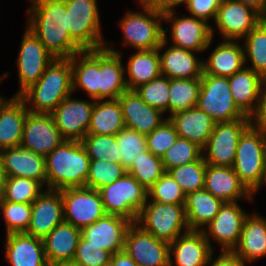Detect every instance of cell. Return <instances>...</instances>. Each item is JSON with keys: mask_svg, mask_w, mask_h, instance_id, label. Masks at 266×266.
Listing matches in <instances>:
<instances>
[{"mask_svg": "<svg viewBox=\"0 0 266 266\" xmlns=\"http://www.w3.org/2000/svg\"><path fill=\"white\" fill-rule=\"evenodd\" d=\"M27 28L54 58H71L83 51L70 37L64 0H30Z\"/></svg>", "mask_w": 266, "mask_h": 266, "instance_id": "6da1fadb", "label": "cell"}, {"mask_svg": "<svg viewBox=\"0 0 266 266\" xmlns=\"http://www.w3.org/2000/svg\"><path fill=\"white\" fill-rule=\"evenodd\" d=\"M72 93L71 58H54L39 80L26 89L20 97L24 100L28 111L51 114Z\"/></svg>", "mask_w": 266, "mask_h": 266, "instance_id": "7a4b0ae2", "label": "cell"}, {"mask_svg": "<svg viewBox=\"0 0 266 266\" xmlns=\"http://www.w3.org/2000/svg\"><path fill=\"white\" fill-rule=\"evenodd\" d=\"M89 163L80 141L64 140L45 157L47 189L85 187Z\"/></svg>", "mask_w": 266, "mask_h": 266, "instance_id": "3957f363", "label": "cell"}, {"mask_svg": "<svg viewBox=\"0 0 266 266\" xmlns=\"http://www.w3.org/2000/svg\"><path fill=\"white\" fill-rule=\"evenodd\" d=\"M265 153L266 132L251 123L239 138L233 169L252 195L261 187Z\"/></svg>", "mask_w": 266, "mask_h": 266, "instance_id": "277c9868", "label": "cell"}, {"mask_svg": "<svg viewBox=\"0 0 266 266\" xmlns=\"http://www.w3.org/2000/svg\"><path fill=\"white\" fill-rule=\"evenodd\" d=\"M143 12L129 11L120 21L123 44L137 51L158 49L164 39L163 11L156 5L143 4Z\"/></svg>", "mask_w": 266, "mask_h": 266, "instance_id": "5b68a950", "label": "cell"}, {"mask_svg": "<svg viewBox=\"0 0 266 266\" xmlns=\"http://www.w3.org/2000/svg\"><path fill=\"white\" fill-rule=\"evenodd\" d=\"M98 191L106 214L126 218L132 223H136L143 205L149 200L148 191L129 173Z\"/></svg>", "mask_w": 266, "mask_h": 266, "instance_id": "8992f818", "label": "cell"}, {"mask_svg": "<svg viewBox=\"0 0 266 266\" xmlns=\"http://www.w3.org/2000/svg\"><path fill=\"white\" fill-rule=\"evenodd\" d=\"M67 28L71 39L82 50L104 48L97 0H64Z\"/></svg>", "mask_w": 266, "mask_h": 266, "instance_id": "52a82bcc", "label": "cell"}, {"mask_svg": "<svg viewBox=\"0 0 266 266\" xmlns=\"http://www.w3.org/2000/svg\"><path fill=\"white\" fill-rule=\"evenodd\" d=\"M185 204H163L148 201L143 205L136 224L156 239L171 243L182 235V229L189 230Z\"/></svg>", "mask_w": 266, "mask_h": 266, "instance_id": "ba28073f", "label": "cell"}, {"mask_svg": "<svg viewBox=\"0 0 266 266\" xmlns=\"http://www.w3.org/2000/svg\"><path fill=\"white\" fill-rule=\"evenodd\" d=\"M196 107L206 112L215 123L232 122L246 116L231 95L228 77L202 73Z\"/></svg>", "mask_w": 266, "mask_h": 266, "instance_id": "9c48e42d", "label": "cell"}, {"mask_svg": "<svg viewBox=\"0 0 266 266\" xmlns=\"http://www.w3.org/2000/svg\"><path fill=\"white\" fill-rule=\"evenodd\" d=\"M64 221L82 230L106 215L98 190L88 187L61 189Z\"/></svg>", "mask_w": 266, "mask_h": 266, "instance_id": "30bf717a", "label": "cell"}, {"mask_svg": "<svg viewBox=\"0 0 266 266\" xmlns=\"http://www.w3.org/2000/svg\"><path fill=\"white\" fill-rule=\"evenodd\" d=\"M250 124L251 118L215 123L213 132L202 149L204 161L213 166L233 167L239 138Z\"/></svg>", "mask_w": 266, "mask_h": 266, "instance_id": "8fae6325", "label": "cell"}, {"mask_svg": "<svg viewBox=\"0 0 266 266\" xmlns=\"http://www.w3.org/2000/svg\"><path fill=\"white\" fill-rule=\"evenodd\" d=\"M19 50L17 69L20 89L15 96H20L35 84L54 59L39 38L28 28L23 34Z\"/></svg>", "mask_w": 266, "mask_h": 266, "instance_id": "7c38bea8", "label": "cell"}, {"mask_svg": "<svg viewBox=\"0 0 266 266\" xmlns=\"http://www.w3.org/2000/svg\"><path fill=\"white\" fill-rule=\"evenodd\" d=\"M174 12H163V21L171 22L172 45L194 52L207 50L213 42L214 28L193 16L175 17Z\"/></svg>", "mask_w": 266, "mask_h": 266, "instance_id": "4fadbf2b", "label": "cell"}, {"mask_svg": "<svg viewBox=\"0 0 266 266\" xmlns=\"http://www.w3.org/2000/svg\"><path fill=\"white\" fill-rule=\"evenodd\" d=\"M123 250L138 266H169V243L156 239L136 223L127 230Z\"/></svg>", "mask_w": 266, "mask_h": 266, "instance_id": "5bb4252c", "label": "cell"}, {"mask_svg": "<svg viewBox=\"0 0 266 266\" xmlns=\"http://www.w3.org/2000/svg\"><path fill=\"white\" fill-rule=\"evenodd\" d=\"M95 101L74 99L70 94L51 113L65 140L81 141L87 135Z\"/></svg>", "mask_w": 266, "mask_h": 266, "instance_id": "9a60e30c", "label": "cell"}, {"mask_svg": "<svg viewBox=\"0 0 266 266\" xmlns=\"http://www.w3.org/2000/svg\"><path fill=\"white\" fill-rule=\"evenodd\" d=\"M263 17L253 8L235 0H222L217 10L215 26L223 40L243 39Z\"/></svg>", "mask_w": 266, "mask_h": 266, "instance_id": "2e32d148", "label": "cell"}, {"mask_svg": "<svg viewBox=\"0 0 266 266\" xmlns=\"http://www.w3.org/2000/svg\"><path fill=\"white\" fill-rule=\"evenodd\" d=\"M247 215L248 213L243 211L237 201L224 202L215 218L202 230L211 249L213 250L210 242L212 237L221 245L222 252L233 251L238 244Z\"/></svg>", "mask_w": 266, "mask_h": 266, "instance_id": "e0dca14e", "label": "cell"}, {"mask_svg": "<svg viewBox=\"0 0 266 266\" xmlns=\"http://www.w3.org/2000/svg\"><path fill=\"white\" fill-rule=\"evenodd\" d=\"M64 140L51 114L27 112L21 147L46 157Z\"/></svg>", "mask_w": 266, "mask_h": 266, "instance_id": "ac0fdd59", "label": "cell"}, {"mask_svg": "<svg viewBox=\"0 0 266 266\" xmlns=\"http://www.w3.org/2000/svg\"><path fill=\"white\" fill-rule=\"evenodd\" d=\"M30 223L26 234L43 239L64 221L60 190L46 189L31 204Z\"/></svg>", "mask_w": 266, "mask_h": 266, "instance_id": "d6986e66", "label": "cell"}, {"mask_svg": "<svg viewBox=\"0 0 266 266\" xmlns=\"http://www.w3.org/2000/svg\"><path fill=\"white\" fill-rule=\"evenodd\" d=\"M132 222L126 218L108 215L81 230V236L88 245L100 247L111 254L123 251L128 228Z\"/></svg>", "mask_w": 266, "mask_h": 266, "instance_id": "ffe728a7", "label": "cell"}, {"mask_svg": "<svg viewBox=\"0 0 266 266\" xmlns=\"http://www.w3.org/2000/svg\"><path fill=\"white\" fill-rule=\"evenodd\" d=\"M169 252V266H208L214 254L202 231L196 230H184L182 235L169 243Z\"/></svg>", "mask_w": 266, "mask_h": 266, "instance_id": "44dd1931", "label": "cell"}, {"mask_svg": "<svg viewBox=\"0 0 266 266\" xmlns=\"http://www.w3.org/2000/svg\"><path fill=\"white\" fill-rule=\"evenodd\" d=\"M167 31L168 28L164 29V39L158 48L161 74L169 79L201 78L203 60L195 56L196 52L171 45L165 49L164 53L160 54L168 44Z\"/></svg>", "mask_w": 266, "mask_h": 266, "instance_id": "7402d4cb", "label": "cell"}, {"mask_svg": "<svg viewBox=\"0 0 266 266\" xmlns=\"http://www.w3.org/2000/svg\"><path fill=\"white\" fill-rule=\"evenodd\" d=\"M117 99L127 128L147 135L166 120L161 110L149 106L134 90H127Z\"/></svg>", "mask_w": 266, "mask_h": 266, "instance_id": "603a6c76", "label": "cell"}, {"mask_svg": "<svg viewBox=\"0 0 266 266\" xmlns=\"http://www.w3.org/2000/svg\"><path fill=\"white\" fill-rule=\"evenodd\" d=\"M7 177H24L46 184L45 157L21 146L0 150Z\"/></svg>", "mask_w": 266, "mask_h": 266, "instance_id": "cb8c5ba5", "label": "cell"}, {"mask_svg": "<svg viewBox=\"0 0 266 266\" xmlns=\"http://www.w3.org/2000/svg\"><path fill=\"white\" fill-rule=\"evenodd\" d=\"M28 109L20 96L0 100V150L18 147L23 137Z\"/></svg>", "mask_w": 266, "mask_h": 266, "instance_id": "d4e9b609", "label": "cell"}, {"mask_svg": "<svg viewBox=\"0 0 266 266\" xmlns=\"http://www.w3.org/2000/svg\"><path fill=\"white\" fill-rule=\"evenodd\" d=\"M204 189L223 202H236L240 198L253 201V196L240 182L233 167L207 164Z\"/></svg>", "mask_w": 266, "mask_h": 266, "instance_id": "484cf974", "label": "cell"}, {"mask_svg": "<svg viewBox=\"0 0 266 266\" xmlns=\"http://www.w3.org/2000/svg\"><path fill=\"white\" fill-rule=\"evenodd\" d=\"M100 48V87L99 100L117 99L126 92L125 69L121 61V52L108 47Z\"/></svg>", "mask_w": 266, "mask_h": 266, "instance_id": "4316f807", "label": "cell"}, {"mask_svg": "<svg viewBox=\"0 0 266 266\" xmlns=\"http://www.w3.org/2000/svg\"><path fill=\"white\" fill-rule=\"evenodd\" d=\"M264 78L253 69L244 66L228 77L231 95L238 108L248 117L257 111Z\"/></svg>", "mask_w": 266, "mask_h": 266, "instance_id": "83f0119b", "label": "cell"}, {"mask_svg": "<svg viewBox=\"0 0 266 266\" xmlns=\"http://www.w3.org/2000/svg\"><path fill=\"white\" fill-rule=\"evenodd\" d=\"M6 259L12 266H48L41 238L26 233L6 234Z\"/></svg>", "mask_w": 266, "mask_h": 266, "instance_id": "f1b7e54d", "label": "cell"}, {"mask_svg": "<svg viewBox=\"0 0 266 266\" xmlns=\"http://www.w3.org/2000/svg\"><path fill=\"white\" fill-rule=\"evenodd\" d=\"M73 93L82 89L91 99L99 100L100 49L83 50L71 57Z\"/></svg>", "mask_w": 266, "mask_h": 266, "instance_id": "f546056e", "label": "cell"}, {"mask_svg": "<svg viewBox=\"0 0 266 266\" xmlns=\"http://www.w3.org/2000/svg\"><path fill=\"white\" fill-rule=\"evenodd\" d=\"M180 138L197 144L202 149L213 132L215 122L197 107L168 116Z\"/></svg>", "mask_w": 266, "mask_h": 266, "instance_id": "4dcf8cb0", "label": "cell"}, {"mask_svg": "<svg viewBox=\"0 0 266 266\" xmlns=\"http://www.w3.org/2000/svg\"><path fill=\"white\" fill-rule=\"evenodd\" d=\"M244 262L266 256V219L257 213L244 220L238 244L232 251Z\"/></svg>", "mask_w": 266, "mask_h": 266, "instance_id": "1f68e13d", "label": "cell"}, {"mask_svg": "<svg viewBox=\"0 0 266 266\" xmlns=\"http://www.w3.org/2000/svg\"><path fill=\"white\" fill-rule=\"evenodd\" d=\"M237 41L224 40L203 60V73L218 77H231L244 66V47Z\"/></svg>", "mask_w": 266, "mask_h": 266, "instance_id": "d6a6232c", "label": "cell"}, {"mask_svg": "<svg viewBox=\"0 0 266 266\" xmlns=\"http://www.w3.org/2000/svg\"><path fill=\"white\" fill-rule=\"evenodd\" d=\"M81 237V230L63 221L45 236L43 246L48 263L73 261Z\"/></svg>", "mask_w": 266, "mask_h": 266, "instance_id": "836d02e7", "label": "cell"}, {"mask_svg": "<svg viewBox=\"0 0 266 266\" xmlns=\"http://www.w3.org/2000/svg\"><path fill=\"white\" fill-rule=\"evenodd\" d=\"M224 202L205 189L185 197V214L189 230L202 231L218 214Z\"/></svg>", "mask_w": 266, "mask_h": 266, "instance_id": "e575fe53", "label": "cell"}, {"mask_svg": "<svg viewBox=\"0 0 266 266\" xmlns=\"http://www.w3.org/2000/svg\"><path fill=\"white\" fill-rule=\"evenodd\" d=\"M128 78L125 83L128 90L148 83L161 76L160 56L158 49L136 51L128 59Z\"/></svg>", "mask_w": 266, "mask_h": 266, "instance_id": "d590c367", "label": "cell"}, {"mask_svg": "<svg viewBox=\"0 0 266 266\" xmlns=\"http://www.w3.org/2000/svg\"><path fill=\"white\" fill-rule=\"evenodd\" d=\"M125 127L118 99L96 100L87 134L117 135Z\"/></svg>", "mask_w": 266, "mask_h": 266, "instance_id": "8d00e7d4", "label": "cell"}, {"mask_svg": "<svg viewBox=\"0 0 266 266\" xmlns=\"http://www.w3.org/2000/svg\"><path fill=\"white\" fill-rule=\"evenodd\" d=\"M201 87V78L169 79L170 116L196 107Z\"/></svg>", "mask_w": 266, "mask_h": 266, "instance_id": "74e56055", "label": "cell"}, {"mask_svg": "<svg viewBox=\"0 0 266 266\" xmlns=\"http://www.w3.org/2000/svg\"><path fill=\"white\" fill-rule=\"evenodd\" d=\"M243 39L244 63L250 60L252 65L248 68L266 79V18L261 19Z\"/></svg>", "mask_w": 266, "mask_h": 266, "instance_id": "f35d334b", "label": "cell"}, {"mask_svg": "<svg viewBox=\"0 0 266 266\" xmlns=\"http://www.w3.org/2000/svg\"><path fill=\"white\" fill-rule=\"evenodd\" d=\"M40 182L24 177H7L0 192L4 201L32 204L42 194Z\"/></svg>", "mask_w": 266, "mask_h": 266, "instance_id": "ab89813d", "label": "cell"}, {"mask_svg": "<svg viewBox=\"0 0 266 266\" xmlns=\"http://www.w3.org/2000/svg\"><path fill=\"white\" fill-rule=\"evenodd\" d=\"M127 173L132 175L146 190H149L165 173V170L162 158L147 150L134 160Z\"/></svg>", "mask_w": 266, "mask_h": 266, "instance_id": "60d3db41", "label": "cell"}, {"mask_svg": "<svg viewBox=\"0 0 266 266\" xmlns=\"http://www.w3.org/2000/svg\"><path fill=\"white\" fill-rule=\"evenodd\" d=\"M90 160H104L120 163L116 135L87 134L81 141Z\"/></svg>", "mask_w": 266, "mask_h": 266, "instance_id": "b9f144b4", "label": "cell"}, {"mask_svg": "<svg viewBox=\"0 0 266 266\" xmlns=\"http://www.w3.org/2000/svg\"><path fill=\"white\" fill-rule=\"evenodd\" d=\"M206 168L207 163L202 156L192 163L174 167L167 172L180 185L182 191L187 194L204 189Z\"/></svg>", "mask_w": 266, "mask_h": 266, "instance_id": "7bdbcfd3", "label": "cell"}, {"mask_svg": "<svg viewBox=\"0 0 266 266\" xmlns=\"http://www.w3.org/2000/svg\"><path fill=\"white\" fill-rule=\"evenodd\" d=\"M127 173V169L121 163L104 160H90L89 173L85 187L99 190L109 185Z\"/></svg>", "mask_w": 266, "mask_h": 266, "instance_id": "ee69618b", "label": "cell"}, {"mask_svg": "<svg viewBox=\"0 0 266 266\" xmlns=\"http://www.w3.org/2000/svg\"><path fill=\"white\" fill-rule=\"evenodd\" d=\"M116 142L121 155L120 163L128 170L134 160L140 157L141 153L147 151L146 135L133 129L124 127L117 135Z\"/></svg>", "mask_w": 266, "mask_h": 266, "instance_id": "f6af8a7d", "label": "cell"}, {"mask_svg": "<svg viewBox=\"0 0 266 266\" xmlns=\"http://www.w3.org/2000/svg\"><path fill=\"white\" fill-rule=\"evenodd\" d=\"M203 156L202 148L197 144L178 137L175 143L161 157L165 172L192 163Z\"/></svg>", "mask_w": 266, "mask_h": 266, "instance_id": "bcb514c9", "label": "cell"}, {"mask_svg": "<svg viewBox=\"0 0 266 266\" xmlns=\"http://www.w3.org/2000/svg\"><path fill=\"white\" fill-rule=\"evenodd\" d=\"M134 91L149 106L157 108L164 112H169V78L159 76L152 81L142 84L134 89Z\"/></svg>", "mask_w": 266, "mask_h": 266, "instance_id": "7dc6e473", "label": "cell"}, {"mask_svg": "<svg viewBox=\"0 0 266 266\" xmlns=\"http://www.w3.org/2000/svg\"><path fill=\"white\" fill-rule=\"evenodd\" d=\"M0 210L6 223V234L26 233L31 217V204L12 203L0 197Z\"/></svg>", "mask_w": 266, "mask_h": 266, "instance_id": "c3c4849f", "label": "cell"}, {"mask_svg": "<svg viewBox=\"0 0 266 266\" xmlns=\"http://www.w3.org/2000/svg\"><path fill=\"white\" fill-rule=\"evenodd\" d=\"M147 191L148 198H151L149 201L163 204H185L186 194L168 172H165Z\"/></svg>", "mask_w": 266, "mask_h": 266, "instance_id": "681fc988", "label": "cell"}, {"mask_svg": "<svg viewBox=\"0 0 266 266\" xmlns=\"http://www.w3.org/2000/svg\"><path fill=\"white\" fill-rule=\"evenodd\" d=\"M178 137L174 125L169 118H166L157 128L146 135L147 150L155 156L162 157Z\"/></svg>", "mask_w": 266, "mask_h": 266, "instance_id": "f907efd6", "label": "cell"}, {"mask_svg": "<svg viewBox=\"0 0 266 266\" xmlns=\"http://www.w3.org/2000/svg\"><path fill=\"white\" fill-rule=\"evenodd\" d=\"M111 253L100 247L88 245V241L80 237L73 261L79 266H108Z\"/></svg>", "mask_w": 266, "mask_h": 266, "instance_id": "816d5d0a", "label": "cell"}, {"mask_svg": "<svg viewBox=\"0 0 266 266\" xmlns=\"http://www.w3.org/2000/svg\"><path fill=\"white\" fill-rule=\"evenodd\" d=\"M221 2L222 0H189L185 5L193 17L208 23L210 19L215 21Z\"/></svg>", "mask_w": 266, "mask_h": 266, "instance_id": "f5cc1de1", "label": "cell"}, {"mask_svg": "<svg viewBox=\"0 0 266 266\" xmlns=\"http://www.w3.org/2000/svg\"><path fill=\"white\" fill-rule=\"evenodd\" d=\"M251 123L266 132V79L263 81L259 105L257 111L251 117Z\"/></svg>", "mask_w": 266, "mask_h": 266, "instance_id": "db71d44e", "label": "cell"}, {"mask_svg": "<svg viewBox=\"0 0 266 266\" xmlns=\"http://www.w3.org/2000/svg\"><path fill=\"white\" fill-rule=\"evenodd\" d=\"M212 256L209 260V266H245L246 263L232 251H221L215 260H213ZM211 261L213 262L211 263Z\"/></svg>", "mask_w": 266, "mask_h": 266, "instance_id": "11a10c76", "label": "cell"}, {"mask_svg": "<svg viewBox=\"0 0 266 266\" xmlns=\"http://www.w3.org/2000/svg\"><path fill=\"white\" fill-rule=\"evenodd\" d=\"M110 266H138L136 262L123 250L111 255Z\"/></svg>", "mask_w": 266, "mask_h": 266, "instance_id": "9f6ffc18", "label": "cell"}, {"mask_svg": "<svg viewBox=\"0 0 266 266\" xmlns=\"http://www.w3.org/2000/svg\"><path fill=\"white\" fill-rule=\"evenodd\" d=\"M235 1L241 2L244 5L253 8L263 18H266V0H235Z\"/></svg>", "mask_w": 266, "mask_h": 266, "instance_id": "6f0895ef", "label": "cell"}, {"mask_svg": "<svg viewBox=\"0 0 266 266\" xmlns=\"http://www.w3.org/2000/svg\"><path fill=\"white\" fill-rule=\"evenodd\" d=\"M189 0H160L156 6L161 10V11H167L174 9L175 6L187 3Z\"/></svg>", "mask_w": 266, "mask_h": 266, "instance_id": "680465c9", "label": "cell"}, {"mask_svg": "<svg viewBox=\"0 0 266 266\" xmlns=\"http://www.w3.org/2000/svg\"><path fill=\"white\" fill-rule=\"evenodd\" d=\"M6 179H7V175H6L5 168L3 166V163L0 157V192L2 190L3 184L5 183Z\"/></svg>", "mask_w": 266, "mask_h": 266, "instance_id": "91938a15", "label": "cell"}, {"mask_svg": "<svg viewBox=\"0 0 266 266\" xmlns=\"http://www.w3.org/2000/svg\"><path fill=\"white\" fill-rule=\"evenodd\" d=\"M48 266H79V265L74 261H57L49 263Z\"/></svg>", "mask_w": 266, "mask_h": 266, "instance_id": "94428289", "label": "cell"}, {"mask_svg": "<svg viewBox=\"0 0 266 266\" xmlns=\"http://www.w3.org/2000/svg\"><path fill=\"white\" fill-rule=\"evenodd\" d=\"M141 5H156L160 0H138Z\"/></svg>", "mask_w": 266, "mask_h": 266, "instance_id": "6125c7cd", "label": "cell"}, {"mask_svg": "<svg viewBox=\"0 0 266 266\" xmlns=\"http://www.w3.org/2000/svg\"><path fill=\"white\" fill-rule=\"evenodd\" d=\"M266 183V153H265V160H264V171H263V177H262V182L261 186Z\"/></svg>", "mask_w": 266, "mask_h": 266, "instance_id": "be15d7a7", "label": "cell"}, {"mask_svg": "<svg viewBox=\"0 0 266 266\" xmlns=\"http://www.w3.org/2000/svg\"><path fill=\"white\" fill-rule=\"evenodd\" d=\"M8 74H9V73H5V75L0 76V82H1V80L4 79L6 76L8 77V76H9ZM2 98H3V97L0 96V100H1Z\"/></svg>", "mask_w": 266, "mask_h": 266, "instance_id": "e7e4bbea", "label": "cell"}]
</instances>
